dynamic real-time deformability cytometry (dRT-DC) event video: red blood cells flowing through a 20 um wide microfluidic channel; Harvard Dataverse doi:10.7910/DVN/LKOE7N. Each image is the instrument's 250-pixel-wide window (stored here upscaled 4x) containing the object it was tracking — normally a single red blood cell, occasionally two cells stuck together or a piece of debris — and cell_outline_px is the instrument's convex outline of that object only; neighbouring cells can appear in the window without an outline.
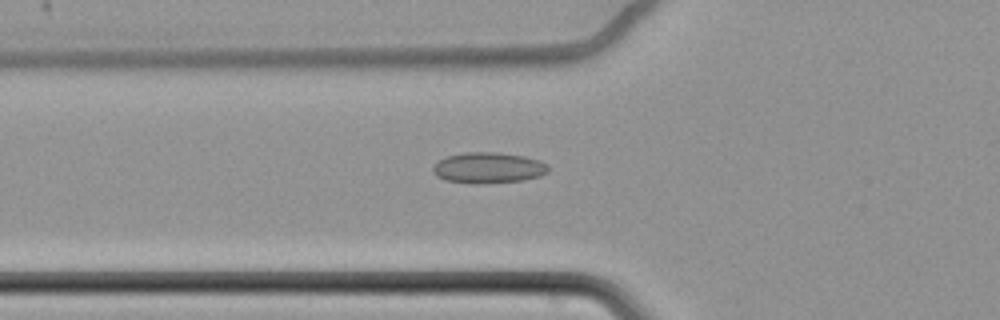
{"species": "common noctule bat (a hibernating species)", "species_latin": "Nyctalus noctula", "temperature_condition": "cold", "stored_images_in_passage": 63, "camera_frame_rate_fps": 3000, "um_per_image_px": 0.085, "animal": {"sex": "female", "body_mass_g": 22.7, "forearm_length_mm": 54.2}, "frame": {"image": 1, "passage_image": 25, "time_ms": 8.0, "image_size_px": [1000, 320], "cell_outline_px": [[548, 172], [540, 176], [524, 180], [476, 184], [444, 180], [436, 176], [432, 172], [432, 168], [440, 160], [448, 156], [464, 152], [496, 152], [524, 156], [540, 160], [548, 164]], "centroid_in_image_um": [41.52, 14.26], "position_along_channel_um": 84.3, "area_um2": 20.81}}
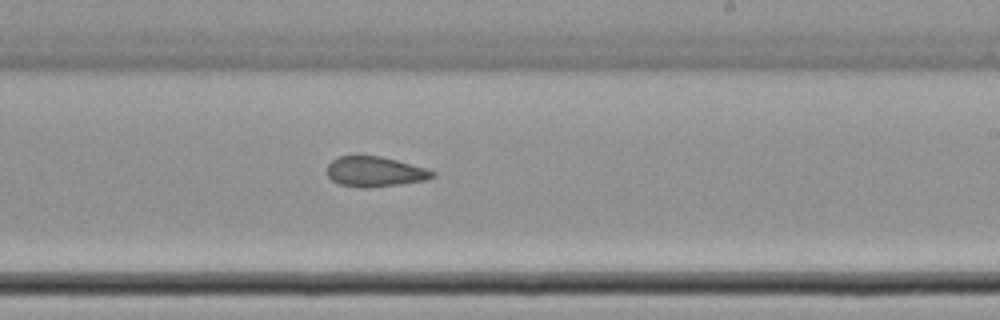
{"frame": {"image": 2, "passage_image": 40, "time_ms": 13.0, "image_size_px": [1000, 320], "cell_outline_px": [[436, 176], [428, 180], [400, 184], [368, 188], [360, 188], [340, 184], [332, 180], [328, 176], [328, 164], [332, 160], [340, 156], [380, 156], [396, 160], [424, 168], [436, 172]], "centroid_in_image_um": [31.88, 14.6], "position_along_channel_um": 257.1, "area_um2": 18.44}}
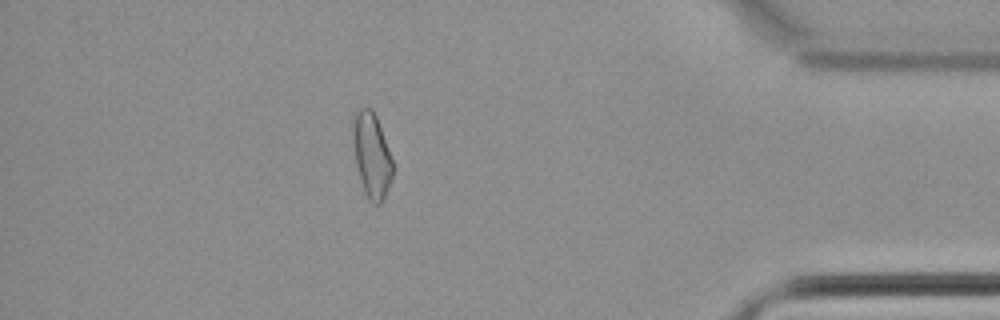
{"frame": {"image": 3, "passage_image": 56, "time_ms": 18.333, "image_size_px": [1000, 320], "cell_outline_px": [[392, 180], [380, 204], [376, 204], [368, 200], [364, 192], [356, 168], [352, 136], [352, 116], [360, 108], [372, 108], [376, 116], [392, 160]], "centroid_in_image_um": [31.56, 13.19], "position_along_channel_um": 403.6, "area_um2": 19.65}, "authors_computed_cell_mechanics": {"area_um2": 20.0566, "velocity_mm_per_s": 3.4651, "shape_relaxation_time_tau1_ms": null, "shape_relaxation_time_tau2_ms": 5.0981, "deformation_change_tau1": null, "deformation_change_tau2": 0.1034}}